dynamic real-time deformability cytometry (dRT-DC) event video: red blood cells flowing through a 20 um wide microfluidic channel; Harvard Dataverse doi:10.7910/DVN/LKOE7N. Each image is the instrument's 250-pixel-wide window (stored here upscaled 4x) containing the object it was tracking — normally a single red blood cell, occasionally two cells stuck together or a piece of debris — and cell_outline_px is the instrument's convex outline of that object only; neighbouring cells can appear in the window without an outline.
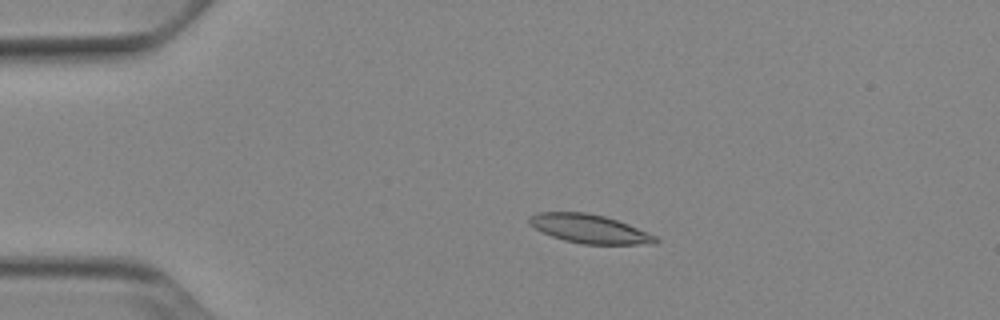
{"species": "Egyptian fruit bat (a non-hibernating species)", "species_latin": "Rousettus aegyptiacus", "temperature_condition": "cold", "stored_images_in_passage": 43, "camera_frame_rate_fps": 3000, "um_per_image_px": 0.085, "animal": {"sex": "female"}, "frame": {"image": 1, "passage_image": 2, "time_ms": 0.333, "image_size_px": [1000, 320], "cell_outline_px": [[660, 240], [656, 244], [584, 244], [564, 240], [552, 236], [528, 224], [528, 216], [536, 212], [584, 212], [604, 216], [628, 224], [648, 232], [656, 236]], "centroid_in_image_um": [50.11, 19.45], "position_along_channel_um": 34.9, "area_um2": 21.1}}
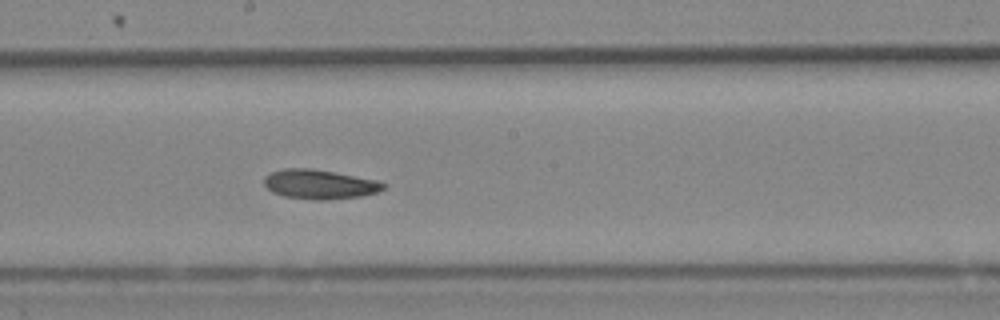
{"frame": {"image": 2, "passage_image": 20, "time_ms": 6.333, "image_size_px": [1000, 320], "cell_outline_px": [[388, 184], [384, 188], [376, 192], [360, 196], [328, 200], [316, 200], [284, 196], [272, 192], [264, 184], [264, 176], [272, 172], [284, 168], [312, 168], [376, 180]], "centroid_in_image_um": [27.15, 15.66], "position_along_channel_um": 221.1, "area_um2": 20.35}}
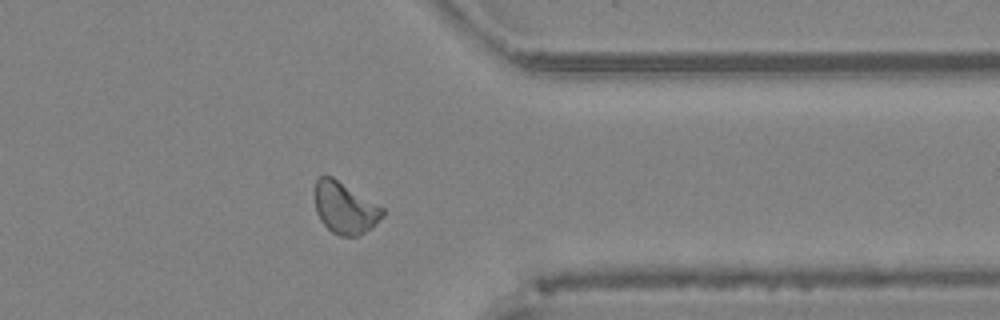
{"frame": {"image": 3, "passage_image": 33, "time_ms": 10.667, "image_size_px": [1000, 320], "cell_outline_px": [[384, 216], [372, 228], [360, 236], [340, 236], [332, 232], [320, 220], [316, 212], [316, 180], [320, 176], [332, 176], [384, 208]], "centroid_in_image_um": [29.34, 17.7], "position_along_channel_um": 382.1, "area_um2": 20.29}, "authors_computed_cell_mechanics": {"area_um2": 20.4612, "velocity_mm_per_s": 3.8655, "shape_relaxation_time_tau1_ms": 8.8746, "shape_relaxation_time_tau2_ms": 8.9488, "deformation_change_tau1": 0.1381, "deformation_change_tau2": 0.1582}}